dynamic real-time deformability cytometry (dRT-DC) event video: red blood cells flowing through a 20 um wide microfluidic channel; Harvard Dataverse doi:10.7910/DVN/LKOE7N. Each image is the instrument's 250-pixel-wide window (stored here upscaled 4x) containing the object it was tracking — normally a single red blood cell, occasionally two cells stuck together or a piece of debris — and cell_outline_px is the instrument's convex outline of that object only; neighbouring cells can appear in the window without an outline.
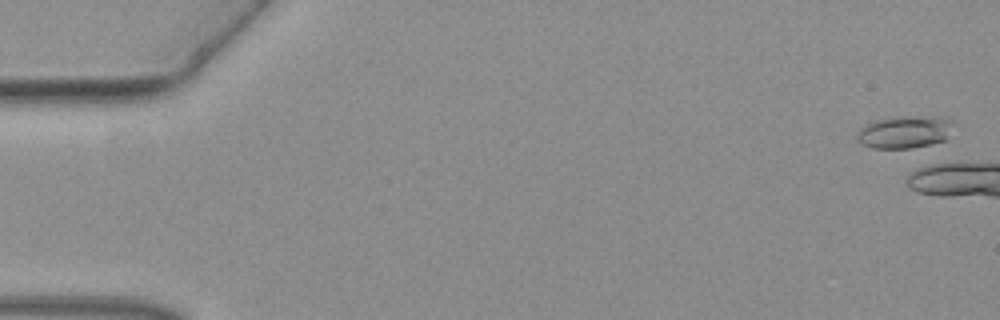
{"species": "common noctule bat (a hibernating species)", "species_latin": "Nyctalus noctula", "temperature_condition": "warm", "stored_images_in_passage": 5, "camera_frame_rate_fps": 3000, "um_per_image_px": 0.085, "animal": {"sex": "female", "body_mass_g": 19.3, "forearm_length_mm": 54.1}, "frame": {"image": 1, "passage_image": 1, "time_ms": 0.0, "image_size_px": [1000, 320], "cell_outline_px": [[956, 124], [944, 140], [932, 144], [912, 148], [872, 148], [860, 144], [856, 140], [856, 136], [860, 128], [876, 120], [896, 116], [948, 116]], "centroid_in_image_um": [76.94, 11.2], "position_along_channel_um": 8.1, "area_um2": 18.67}}